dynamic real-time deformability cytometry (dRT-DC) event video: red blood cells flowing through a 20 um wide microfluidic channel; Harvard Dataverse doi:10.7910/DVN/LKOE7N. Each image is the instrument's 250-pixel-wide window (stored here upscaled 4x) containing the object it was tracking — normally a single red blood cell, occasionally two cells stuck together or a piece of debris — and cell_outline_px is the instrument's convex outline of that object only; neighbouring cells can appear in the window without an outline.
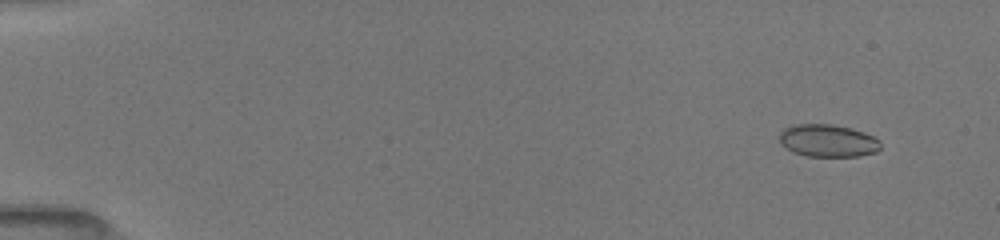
{"species": "common noctule bat (a hibernating species)", "species_latin": "Nyctalus noctula", "temperature_condition": "room temperature", "stored_images_in_passage": 7, "camera_frame_rate_fps": 3000, "um_per_image_px": 0.085, "animal": {"sex": "female", "body_mass_g": 19.5, "forearm_length_mm": 54.1}, "frame": {"image": 1, "passage_image": 2, "time_ms": 1.0, "image_size_px": [1000, 240], "cell_outline_px": [[880, 148], [876, 152], [860, 156], [808, 156], [792, 152], [780, 144], [780, 132], [784, 128], [796, 124], [832, 124], [864, 132], [880, 140]], "centroid_in_image_um": [70.35, 11.96], "position_along_channel_um": 14.6, "area_um2": 19.13}}
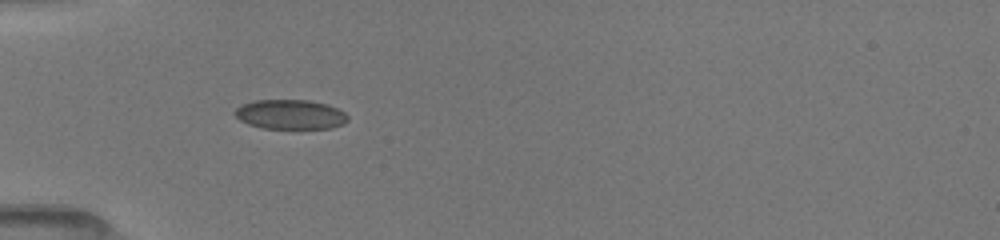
{"frame": {"image": 2, "passage_image": 6, "time_ms": 5.333, "image_size_px": [1000, 240], "cell_outline_px": [[348, 120], [344, 124], [332, 128], [264, 128], [248, 124], [240, 120], [232, 112], [240, 104], [256, 100], [308, 100], [328, 104], [344, 112], [348, 116]], "centroid_in_image_um": [24.67, 9.72], "position_along_channel_um": 60.3, "area_um2": 19.54}}
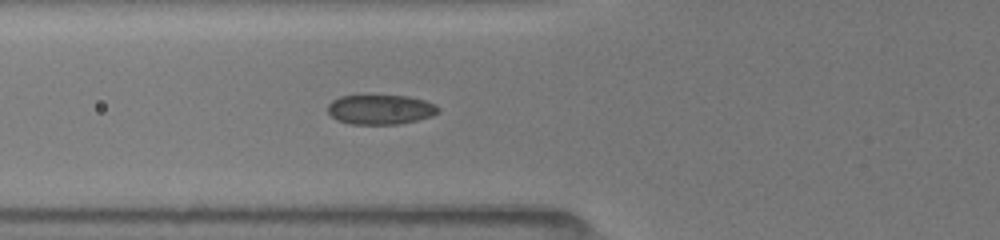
{"frame": {"image": 3, "passage_image": 7, "time_ms": 6.333, "image_size_px": [1000, 240], "cell_outline_px": [[440, 112], [432, 116], [416, 120], [396, 124], [352, 124], [336, 120], [328, 112], [328, 104], [332, 100], [340, 96], [408, 96], [424, 100], [436, 104], [440, 108]], "centroid_in_image_um": [32.35, 9.31], "position_along_channel_um": 93.4, "area_um2": 19.07}}